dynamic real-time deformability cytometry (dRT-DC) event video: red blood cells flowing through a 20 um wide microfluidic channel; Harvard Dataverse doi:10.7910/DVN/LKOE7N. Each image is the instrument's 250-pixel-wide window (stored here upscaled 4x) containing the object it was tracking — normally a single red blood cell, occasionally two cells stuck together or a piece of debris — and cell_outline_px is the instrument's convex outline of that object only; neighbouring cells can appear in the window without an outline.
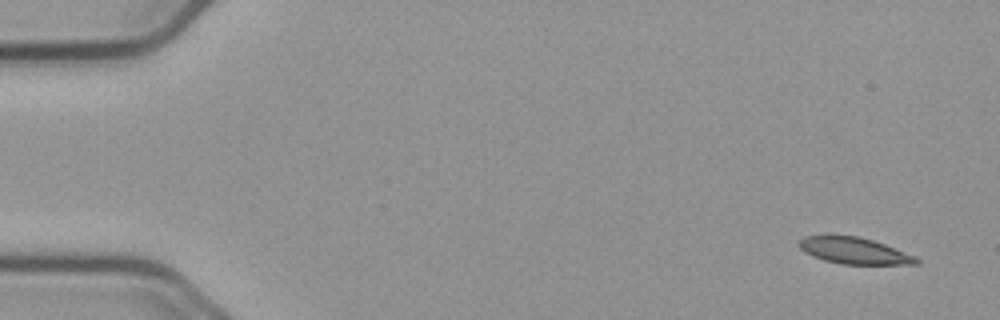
{"species": "common noctule bat (a hibernating species)", "species_latin": "Nyctalus noctula", "temperature_condition": "cold", "stored_images_in_passage": 54, "camera_frame_rate_fps": 3000, "um_per_image_px": 0.085, "animal": {"sex": "male", "body_mass_g": 23.1, "forearm_length_mm": 52.7}, "frame": {"image": 1, "passage_image": 1, "time_ms": 0.0, "image_size_px": [1000, 320], "cell_outline_px": [[920, 264], [840, 264], [824, 260], [812, 256], [804, 252], [800, 248], [800, 240], [804, 236], [832, 232], [856, 236], [872, 240], [884, 244], [916, 256], [920, 260]], "centroid_in_image_um": [72.55, 21.27], "position_along_channel_um": 12.5, "area_um2": 18.61}}
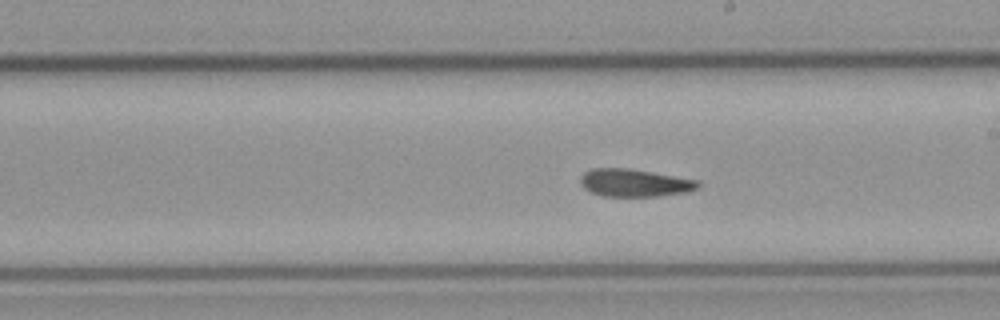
{"frame": {"image": 2, "passage_image": 30, "time_ms": 9.667, "image_size_px": [1000, 320], "cell_outline_px": [[700, 184], [696, 188], [688, 192], [660, 196], [600, 196], [584, 188], [580, 184], [580, 176], [584, 172], [592, 168], [628, 168], [700, 180]], "centroid_in_image_um": [53.93, 15.54], "position_along_channel_um": 235.1, "area_um2": 19.07}}
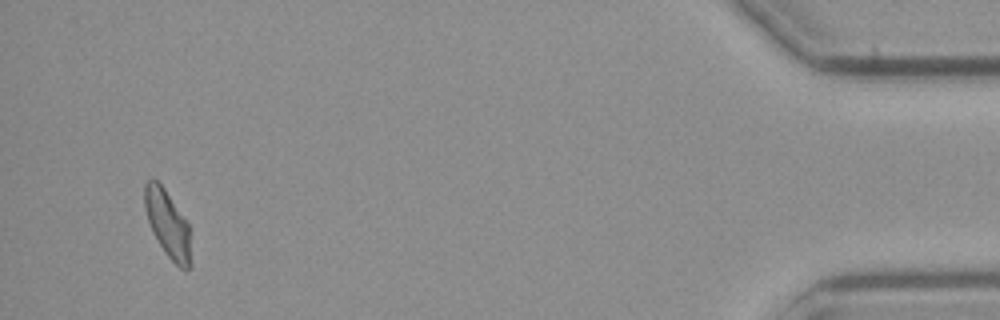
{"frame": {"image": 3, "passage_image": 52, "time_ms": 17.0, "image_size_px": [1000, 320], "cell_outline_px": [[192, 268], [180, 268], [164, 252], [152, 232], [144, 208], [144, 184], [152, 176], [164, 188], [188, 224], [192, 264]], "centroid_in_image_um": [14.24, 19.04], "position_along_channel_um": 421.0, "area_um2": 18.03}, "authors_computed_cell_mechanics": {"area_um2": 19.0162, "velocity_mm_per_s": 3.6438, "shape_relaxation_time_tau1_ms": null, "shape_relaxation_time_tau2_ms": 4.3036, "deformation_change_tau1": null, "deformation_change_tau2": 0.1015}}